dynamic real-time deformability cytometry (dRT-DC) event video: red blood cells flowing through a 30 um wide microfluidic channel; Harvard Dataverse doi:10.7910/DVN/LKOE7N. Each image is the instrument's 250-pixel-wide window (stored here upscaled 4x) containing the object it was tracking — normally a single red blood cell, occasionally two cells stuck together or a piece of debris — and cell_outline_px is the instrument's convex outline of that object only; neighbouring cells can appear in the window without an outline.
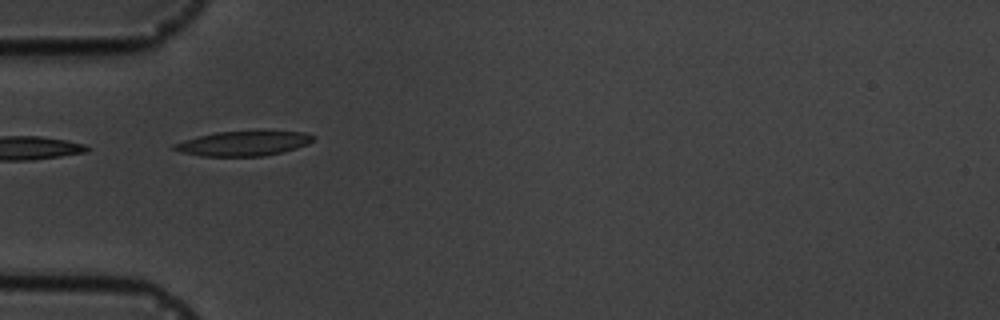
{"species": "common noctule bat (a hibernating species)", "species_latin": "Nyctalus noctula", "temperature_condition": "cold", "stored_images_in_passage": 6, "camera_frame_rate_fps": 3000, "um_per_image_px": 0.085, "animal": {"sex": "male", "body_mass_g": 19.5, "forearm_length_mm": 54.6}, "frame": {"image": 1, "passage_image": 5, "time_ms": 4.667, "image_size_px": [1000, 320], "cell_outline_px": [[316, 136], [308, 144], [284, 152], [264, 156], [200, 156], [180, 152], [172, 148], [172, 144], [196, 136], [216, 132], [256, 128], [304, 132]], "centroid_in_image_um": [20.73, 12.14], "position_along_channel_um": 64.3, "area_um2": 21.15}}